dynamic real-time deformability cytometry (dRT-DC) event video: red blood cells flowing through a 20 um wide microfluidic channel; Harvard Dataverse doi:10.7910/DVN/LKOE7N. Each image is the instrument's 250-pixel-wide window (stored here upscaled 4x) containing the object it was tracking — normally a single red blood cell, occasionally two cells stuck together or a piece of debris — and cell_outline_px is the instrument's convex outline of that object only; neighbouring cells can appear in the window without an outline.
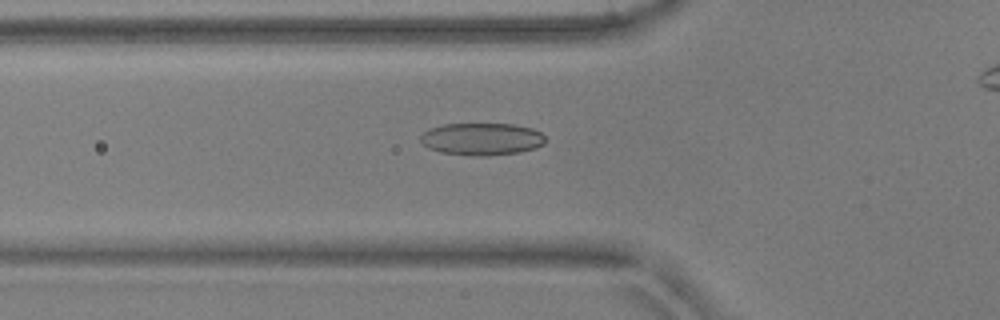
{"species": "common noctule bat (a hibernating species)", "species_latin": "Nyctalus noctula", "temperature_condition": "warm", "stored_images_in_passage": 47, "camera_frame_rate_fps": 3000, "um_per_image_px": 0.085, "animal": {"sex": "male", "body_mass_g": 17.9, "forearm_length_mm": 54.2}, "frame": {"image": 1, "passage_image": 19, "time_ms": 6.0, "image_size_px": [1000, 320], "cell_outline_px": [[544, 144], [536, 148], [520, 152], [488, 156], [472, 156], [440, 152], [428, 148], [420, 140], [420, 136], [424, 132], [432, 128], [444, 124], [516, 124], [532, 128], [540, 132], [544, 136]], "centroid_in_image_um": [40.97, 11.82], "position_along_channel_um": 84.8, "area_um2": 23.58}}
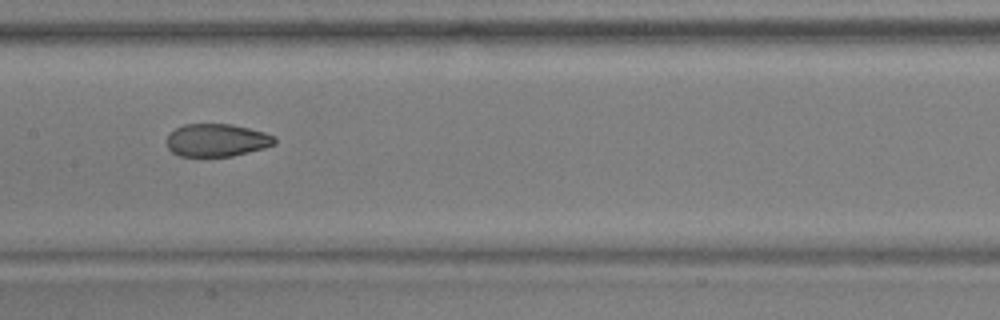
{"frame": {"image": 2, "passage_image": 27, "time_ms": 8.667, "image_size_px": [1000, 320], "cell_outline_px": [[276, 144], [264, 148], [232, 156], [180, 156], [172, 152], [168, 148], [168, 136], [176, 128], [184, 124], [232, 124], [264, 132], [276, 136]], "centroid_in_image_um": [18.46, 11.91], "position_along_channel_um": 188.9, "area_um2": 20.52}}
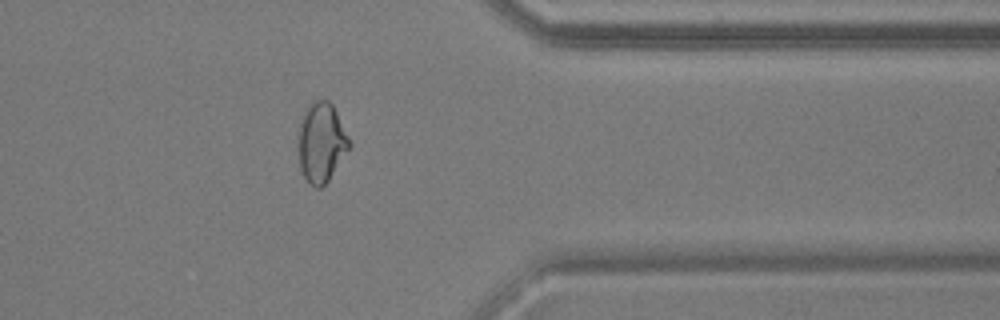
{"frame": {"image": 3, "passage_image": 43, "time_ms": 14.0, "image_size_px": [1000, 320], "cell_outline_px": [[352, 144], [328, 180], [320, 188], [316, 188], [308, 184], [300, 168], [300, 124], [304, 112], [308, 104], [312, 100], [328, 100], [332, 104]], "centroid_in_image_um": [27.33, 12.1], "position_along_channel_um": 384.1, "area_um2": 23.18}}